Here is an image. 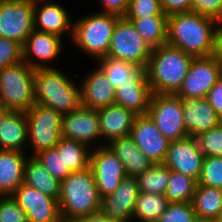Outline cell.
Returning a JSON list of instances; mask_svg holds the SVG:
<instances>
[{"instance_id": "obj_1", "label": "cell", "mask_w": 222, "mask_h": 222, "mask_svg": "<svg viewBox=\"0 0 222 222\" xmlns=\"http://www.w3.org/2000/svg\"><path fill=\"white\" fill-rule=\"evenodd\" d=\"M219 22L192 11L175 13L167 19V44L193 57L218 53Z\"/></svg>"}, {"instance_id": "obj_2", "label": "cell", "mask_w": 222, "mask_h": 222, "mask_svg": "<svg viewBox=\"0 0 222 222\" xmlns=\"http://www.w3.org/2000/svg\"><path fill=\"white\" fill-rule=\"evenodd\" d=\"M65 72L59 66L38 68L34 74L36 103L53 108L62 115L81 105L79 80Z\"/></svg>"}, {"instance_id": "obj_3", "label": "cell", "mask_w": 222, "mask_h": 222, "mask_svg": "<svg viewBox=\"0 0 222 222\" xmlns=\"http://www.w3.org/2000/svg\"><path fill=\"white\" fill-rule=\"evenodd\" d=\"M193 56L168 44L152 48L145 69L152 93L176 94Z\"/></svg>"}, {"instance_id": "obj_4", "label": "cell", "mask_w": 222, "mask_h": 222, "mask_svg": "<svg viewBox=\"0 0 222 222\" xmlns=\"http://www.w3.org/2000/svg\"><path fill=\"white\" fill-rule=\"evenodd\" d=\"M118 15L94 10L87 14L76 16L73 26V36L70 45L75 50L84 53V58H90L93 64L96 60L106 57Z\"/></svg>"}, {"instance_id": "obj_5", "label": "cell", "mask_w": 222, "mask_h": 222, "mask_svg": "<svg viewBox=\"0 0 222 222\" xmlns=\"http://www.w3.org/2000/svg\"><path fill=\"white\" fill-rule=\"evenodd\" d=\"M58 202L63 222L100 211L101 198L90 167L72 172L61 181Z\"/></svg>"}, {"instance_id": "obj_6", "label": "cell", "mask_w": 222, "mask_h": 222, "mask_svg": "<svg viewBox=\"0 0 222 222\" xmlns=\"http://www.w3.org/2000/svg\"><path fill=\"white\" fill-rule=\"evenodd\" d=\"M35 69L24 61L0 71V103L4 110L27 112L35 103Z\"/></svg>"}, {"instance_id": "obj_7", "label": "cell", "mask_w": 222, "mask_h": 222, "mask_svg": "<svg viewBox=\"0 0 222 222\" xmlns=\"http://www.w3.org/2000/svg\"><path fill=\"white\" fill-rule=\"evenodd\" d=\"M25 114L28 124L29 156H34L45 149H53L62 138L63 115L39 103H35Z\"/></svg>"}, {"instance_id": "obj_8", "label": "cell", "mask_w": 222, "mask_h": 222, "mask_svg": "<svg viewBox=\"0 0 222 222\" xmlns=\"http://www.w3.org/2000/svg\"><path fill=\"white\" fill-rule=\"evenodd\" d=\"M152 47L137 32L134 24L120 17L114 27L107 57L130 62L146 69Z\"/></svg>"}, {"instance_id": "obj_9", "label": "cell", "mask_w": 222, "mask_h": 222, "mask_svg": "<svg viewBox=\"0 0 222 222\" xmlns=\"http://www.w3.org/2000/svg\"><path fill=\"white\" fill-rule=\"evenodd\" d=\"M147 114L168 140L189 136L183 123L182 98L178 95L153 93Z\"/></svg>"}, {"instance_id": "obj_10", "label": "cell", "mask_w": 222, "mask_h": 222, "mask_svg": "<svg viewBox=\"0 0 222 222\" xmlns=\"http://www.w3.org/2000/svg\"><path fill=\"white\" fill-rule=\"evenodd\" d=\"M221 76L222 61L218 53L206 57H193L176 95L182 99L206 98L209 90Z\"/></svg>"}, {"instance_id": "obj_11", "label": "cell", "mask_w": 222, "mask_h": 222, "mask_svg": "<svg viewBox=\"0 0 222 222\" xmlns=\"http://www.w3.org/2000/svg\"><path fill=\"white\" fill-rule=\"evenodd\" d=\"M34 30V0H0V37L22 46Z\"/></svg>"}, {"instance_id": "obj_12", "label": "cell", "mask_w": 222, "mask_h": 222, "mask_svg": "<svg viewBox=\"0 0 222 222\" xmlns=\"http://www.w3.org/2000/svg\"><path fill=\"white\" fill-rule=\"evenodd\" d=\"M65 43L55 34L34 29L22 46L23 61L34 69L60 66L58 59L70 49Z\"/></svg>"}, {"instance_id": "obj_13", "label": "cell", "mask_w": 222, "mask_h": 222, "mask_svg": "<svg viewBox=\"0 0 222 222\" xmlns=\"http://www.w3.org/2000/svg\"><path fill=\"white\" fill-rule=\"evenodd\" d=\"M57 0H34V29L55 34L67 44L72 40L74 18L65 3ZM65 37L67 39H65Z\"/></svg>"}, {"instance_id": "obj_14", "label": "cell", "mask_w": 222, "mask_h": 222, "mask_svg": "<svg viewBox=\"0 0 222 222\" xmlns=\"http://www.w3.org/2000/svg\"><path fill=\"white\" fill-rule=\"evenodd\" d=\"M97 110L80 105L75 110L63 114L61 135L66 139L88 145L91 149L102 146Z\"/></svg>"}, {"instance_id": "obj_15", "label": "cell", "mask_w": 222, "mask_h": 222, "mask_svg": "<svg viewBox=\"0 0 222 222\" xmlns=\"http://www.w3.org/2000/svg\"><path fill=\"white\" fill-rule=\"evenodd\" d=\"M89 167L100 198L112 194L126 177L122 162L106 145L91 150Z\"/></svg>"}, {"instance_id": "obj_16", "label": "cell", "mask_w": 222, "mask_h": 222, "mask_svg": "<svg viewBox=\"0 0 222 222\" xmlns=\"http://www.w3.org/2000/svg\"><path fill=\"white\" fill-rule=\"evenodd\" d=\"M28 222H63L59 202L24 182L11 195Z\"/></svg>"}, {"instance_id": "obj_17", "label": "cell", "mask_w": 222, "mask_h": 222, "mask_svg": "<svg viewBox=\"0 0 222 222\" xmlns=\"http://www.w3.org/2000/svg\"><path fill=\"white\" fill-rule=\"evenodd\" d=\"M204 156L197 138H186L170 141L163 164L170 170L185 174L198 182Z\"/></svg>"}, {"instance_id": "obj_18", "label": "cell", "mask_w": 222, "mask_h": 222, "mask_svg": "<svg viewBox=\"0 0 222 222\" xmlns=\"http://www.w3.org/2000/svg\"><path fill=\"white\" fill-rule=\"evenodd\" d=\"M130 136L139 150L153 163L164 162L170 140L160 133L148 114L135 117Z\"/></svg>"}, {"instance_id": "obj_19", "label": "cell", "mask_w": 222, "mask_h": 222, "mask_svg": "<svg viewBox=\"0 0 222 222\" xmlns=\"http://www.w3.org/2000/svg\"><path fill=\"white\" fill-rule=\"evenodd\" d=\"M93 65L78 79H81L80 102L84 107L98 110L115 104V89L104 72L95 63Z\"/></svg>"}, {"instance_id": "obj_20", "label": "cell", "mask_w": 222, "mask_h": 222, "mask_svg": "<svg viewBox=\"0 0 222 222\" xmlns=\"http://www.w3.org/2000/svg\"><path fill=\"white\" fill-rule=\"evenodd\" d=\"M138 193L136 177L126 176L112 194L101 198L100 211L112 220L132 222Z\"/></svg>"}, {"instance_id": "obj_21", "label": "cell", "mask_w": 222, "mask_h": 222, "mask_svg": "<svg viewBox=\"0 0 222 222\" xmlns=\"http://www.w3.org/2000/svg\"><path fill=\"white\" fill-rule=\"evenodd\" d=\"M152 94L146 71L141 69L132 79L119 84L115 89V104L125 107L137 116L146 115Z\"/></svg>"}, {"instance_id": "obj_22", "label": "cell", "mask_w": 222, "mask_h": 222, "mask_svg": "<svg viewBox=\"0 0 222 222\" xmlns=\"http://www.w3.org/2000/svg\"><path fill=\"white\" fill-rule=\"evenodd\" d=\"M182 111L186 132L195 138L222 122L206 98L182 99Z\"/></svg>"}, {"instance_id": "obj_23", "label": "cell", "mask_w": 222, "mask_h": 222, "mask_svg": "<svg viewBox=\"0 0 222 222\" xmlns=\"http://www.w3.org/2000/svg\"><path fill=\"white\" fill-rule=\"evenodd\" d=\"M28 124L25 112L3 110L0 114V149L27 152Z\"/></svg>"}, {"instance_id": "obj_24", "label": "cell", "mask_w": 222, "mask_h": 222, "mask_svg": "<svg viewBox=\"0 0 222 222\" xmlns=\"http://www.w3.org/2000/svg\"><path fill=\"white\" fill-rule=\"evenodd\" d=\"M97 112L102 146L108 144L111 140L130 135L133 121L137 116L132 111L113 104L98 109Z\"/></svg>"}, {"instance_id": "obj_25", "label": "cell", "mask_w": 222, "mask_h": 222, "mask_svg": "<svg viewBox=\"0 0 222 222\" xmlns=\"http://www.w3.org/2000/svg\"><path fill=\"white\" fill-rule=\"evenodd\" d=\"M29 154L0 149V196H10L23 183L24 166Z\"/></svg>"}, {"instance_id": "obj_26", "label": "cell", "mask_w": 222, "mask_h": 222, "mask_svg": "<svg viewBox=\"0 0 222 222\" xmlns=\"http://www.w3.org/2000/svg\"><path fill=\"white\" fill-rule=\"evenodd\" d=\"M106 146L122 162L126 176L136 177L154 164L139 150L130 135L111 140Z\"/></svg>"}, {"instance_id": "obj_27", "label": "cell", "mask_w": 222, "mask_h": 222, "mask_svg": "<svg viewBox=\"0 0 222 222\" xmlns=\"http://www.w3.org/2000/svg\"><path fill=\"white\" fill-rule=\"evenodd\" d=\"M23 182L59 200L61 182L55 179L35 156H28L26 160Z\"/></svg>"}, {"instance_id": "obj_28", "label": "cell", "mask_w": 222, "mask_h": 222, "mask_svg": "<svg viewBox=\"0 0 222 222\" xmlns=\"http://www.w3.org/2000/svg\"><path fill=\"white\" fill-rule=\"evenodd\" d=\"M192 206L199 219L217 220L222 217V189L197 184Z\"/></svg>"}, {"instance_id": "obj_29", "label": "cell", "mask_w": 222, "mask_h": 222, "mask_svg": "<svg viewBox=\"0 0 222 222\" xmlns=\"http://www.w3.org/2000/svg\"><path fill=\"white\" fill-rule=\"evenodd\" d=\"M126 19L134 24L137 32L152 48L167 44L168 16H147Z\"/></svg>"}, {"instance_id": "obj_30", "label": "cell", "mask_w": 222, "mask_h": 222, "mask_svg": "<svg viewBox=\"0 0 222 222\" xmlns=\"http://www.w3.org/2000/svg\"><path fill=\"white\" fill-rule=\"evenodd\" d=\"M169 203V200L163 194L139 192L132 222H157Z\"/></svg>"}, {"instance_id": "obj_31", "label": "cell", "mask_w": 222, "mask_h": 222, "mask_svg": "<svg viewBox=\"0 0 222 222\" xmlns=\"http://www.w3.org/2000/svg\"><path fill=\"white\" fill-rule=\"evenodd\" d=\"M54 148L62 151L64 166H67L71 172L89 167L92 149L88 145L62 137Z\"/></svg>"}, {"instance_id": "obj_32", "label": "cell", "mask_w": 222, "mask_h": 222, "mask_svg": "<svg viewBox=\"0 0 222 222\" xmlns=\"http://www.w3.org/2000/svg\"><path fill=\"white\" fill-rule=\"evenodd\" d=\"M170 175L171 170L167 166L163 163H154L136 176L139 192L165 195Z\"/></svg>"}, {"instance_id": "obj_33", "label": "cell", "mask_w": 222, "mask_h": 222, "mask_svg": "<svg viewBox=\"0 0 222 222\" xmlns=\"http://www.w3.org/2000/svg\"><path fill=\"white\" fill-rule=\"evenodd\" d=\"M106 75L114 89L132 79L142 68L136 64L103 57L94 62Z\"/></svg>"}, {"instance_id": "obj_34", "label": "cell", "mask_w": 222, "mask_h": 222, "mask_svg": "<svg viewBox=\"0 0 222 222\" xmlns=\"http://www.w3.org/2000/svg\"><path fill=\"white\" fill-rule=\"evenodd\" d=\"M196 186L197 181L193 178L171 170L165 196L170 203L191 202Z\"/></svg>"}, {"instance_id": "obj_35", "label": "cell", "mask_w": 222, "mask_h": 222, "mask_svg": "<svg viewBox=\"0 0 222 222\" xmlns=\"http://www.w3.org/2000/svg\"><path fill=\"white\" fill-rule=\"evenodd\" d=\"M34 156L48 170V172L60 182L72 173L67 166H64L62 151H57L55 148L45 149Z\"/></svg>"}, {"instance_id": "obj_36", "label": "cell", "mask_w": 222, "mask_h": 222, "mask_svg": "<svg viewBox=\"0 0 222 222\" xmlns=\"http://www.w3.org/2000/svg\"><path fill=\"white\" fill-rule=\"evenodd\" d=\"M197 184L222 189V157H204Z\"/></svg>"}, {"instance_id": "obj_37", "label": "cell", "mask_w": 222, "mask_h": 222, "mask_svg": "<svg viewBox=\"0 0 222 222\" xmlns=\"http://www.w3.org/2000/svg\"><path fill=\"white\" fill-rule=\"evenodd\" d=\"M199 147L204 157H222V122L197 137Z\"/></svg>"}, {"instance_id": "obj_38", "label": "cell", "mask_w": 222, "mask_h": 222, "mask_svg": "<svg viewBox=\"0 0 222 222\" xmlns=\"http://www.w3.org/2000/svg\"><path fill=\"white\" fill-rule=\"evenodd\" d=\"M197 219L191 202L169 203L157 222H195Z\"/></svg>"}, {"instance_id": "obj_39", "label": "cell", "mask_w": 222, "mask_h": 222, "mask_svg": "<svg viewBox=\"0 0 222 222\" xmlns=\"http://www.w3.org/2000/svg\"><path fill=\"white\" fill-rule=\"evenodd\" d=\"M147 16H167L160 0H129L125 18H143Z\"/></svg>"}, {"instance_id": "obj_40", "label": "cell", "mask_w": 222, "mask_h": 222, "mask_svg": "<svg viewBox=\"0 0 222 222\" xmlns=\"http://www.w3.org/2000/svg\"><path fill=\"white\" fill-rule=\"evenodd\" d=\"M20 61H23L22 45L16 41L0 37V71Z\"/></svg>"}, {"instance_id": "obj_41", "label": "cell", "mask_w": 222, "mask_h": 222, "mask_svg": "<svg viewBox=\"0 0 222 222\" xmlns=\"http://www.w3.org/2000/svg\"><path fill=\"white\" fill-rule=\"evenodd\" d=\"M0 222H28L27 214L12 196H0Z\"/></svg>"}, {"instance_id": "obj_42", "label": "cell", "mask_w": 222, "mask_h": 222, "mask_svg": "<svg viewBox=\"0 0 222 222\" xmlns=\"http://www.w3.org/2000/svg\"><path fill=\"white\" fill-rule=\"evenodd\" d=\"M190 11L222 23V0H191Z\"/></svg>"}, {"instance_id": "obj_43", "label": "cell", "mask_w": 222, "mask_h": 222, "mask_svg": "<svg viewBox=\"0 0 222 222\" xmlns=\"http://www.w3.org/2000/svg\"><path fill=\"white\" fill-rule=\"evenodd\" d=\"M100 5L96 11L124 17L128 10L129 0H98Z\"/></svg>"}, {"instance_id": "obj_44", "label": "cell", "mask_w": 222, "mask_h": 222, "mask_svg": "<svg viewBox=\"0 0 222 222\" xmlns=\"http://www.w3.org/2000/svg\"><path fill=\"white\" fill-rule=\"evenodd\" d=\"M206 99L222 119V76L207 93Z\"/></svg>"}, {"instance_id": "obj_45", "label": "cell", "mask_w": 222, "mask_h": 222, "mask_svg": "<svg viewBox=\"0 0 222 222\" xmlns=\"http://www.w3.org/2000/svg\"><path fill=\"white\" fill-rule=\"evenodd\" d=\"M163 12L169 16L190 11L191 0H160Z\"/></svg>"}, {"instance_id": "obj_46", "label": "cell", "mask_w": 222, "mask_h": 222, "mask_svg": "<svg viewBox=\"0 0 222 222\" xmlns=\"http://www.w3.org/2000/svg\"><path fill=\"white\" fill-rule=\"evenodd\" d=\"M74 222H118L110 219L101 211L76 219Z\"/></svg>"}, {"instance_id": "obj_47", "label": "cell", "mask_w": 222, "mask_h": 222, "mask_svg": "<svg viewBox=\"0 0 222 222\" xmlns=\"http://www.w3.org/2000/svg\"><path fill=\"white\" fill-rule=\"evenodd\" d=\"M218 55L222 61V23L219 24L218 28Z\"/></svg>"}, {"instance_id": "obj_48", "label": "cell", "mask_w": 222, "mask_h": 222, "mask_svg": "<svg viewBox=\"0 0 222 222\" xmlns=\"http://www.w3.org/2000/svg\"><path fill=\"white\" fill-rule=\"evenodd\" d=\"M195 222H220V221H217V220H208V219H199L197 218L195 220Z\"/></svg>"}, {"instance_id": "obj_49", "label": "cell", "mask_w": 222, "mask_h": 222, "mask_svg": "<svg viewBox=\"0 0 222 222\" xmlns=\"http://www.w3.org/2000/svg\"><path fill=\"white\" fill-rule=\"evenodd\" d=\"M4 108L2 106V104L0 103V114L3 112Z\"/></svg>"}]
</instances>
